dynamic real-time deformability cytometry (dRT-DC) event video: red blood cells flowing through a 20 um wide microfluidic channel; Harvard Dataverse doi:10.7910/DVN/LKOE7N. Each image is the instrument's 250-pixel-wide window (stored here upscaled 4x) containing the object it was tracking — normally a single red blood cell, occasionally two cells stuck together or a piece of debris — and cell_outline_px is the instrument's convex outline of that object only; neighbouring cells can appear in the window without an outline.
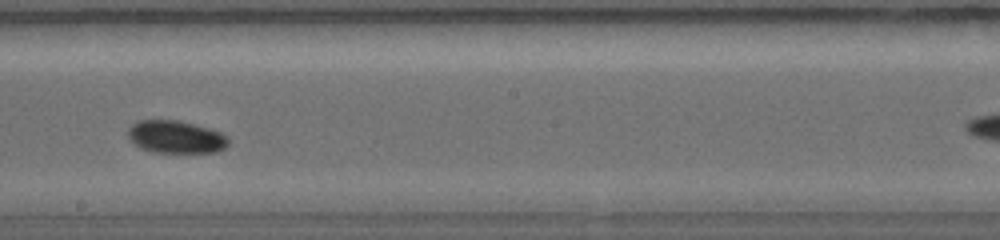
{"species": "common noctule bat (a hibernating species)", "species_latin": "Nyctalus noctula", "temperature_condition": "warm", "stored_images_in_passage": 22, "camera_frame_rate_fps": 5000, "um_per_image_px": 0.085, "animal": {"sex": "female", "body_mass_g": 19.0, "forearm_length_mm": 56.7}, "frame": {"image": 1, "passage_image": 10, "time_ms": 3.0, "image_size_px": [1000, 240], "cell_outline_px": [[228, 144], [224, 148], [216, 152], [152, 152], [140, 148], [128, 140], [128, 128], [136, 120], [180, 120], [208, 128], [220, 132], [228, 136]], "centroid_in_image_um": [14.9, 11.63], "position_along_channel_um": 233.3, "area_um2": 19.25}}
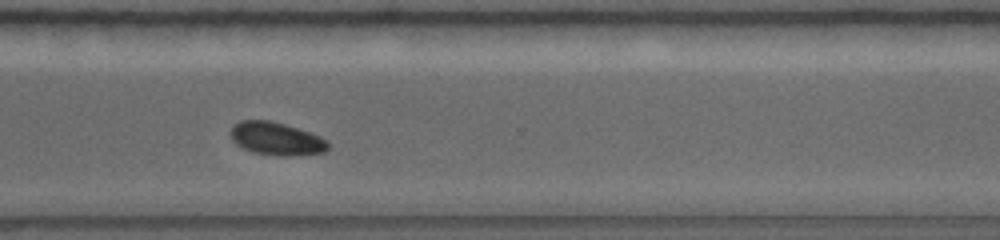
{"frame": {"image": 2, "passage_image": 16, "time_ms": 4.8, "image_size_px": [1000, 240], "cell_outline_px": [[328, 148], [324, 152], [288, 156], [280, 156], [252, 152], [236, 144], [232, 140], [232, 128], [240, 120], [268, 120], [284, 124], [320, 136], [328, 140]], "centroid_in_image_um": [23.5, 11.79], "position_along_channel_um": 347.1, "area_um2": 18.44}}
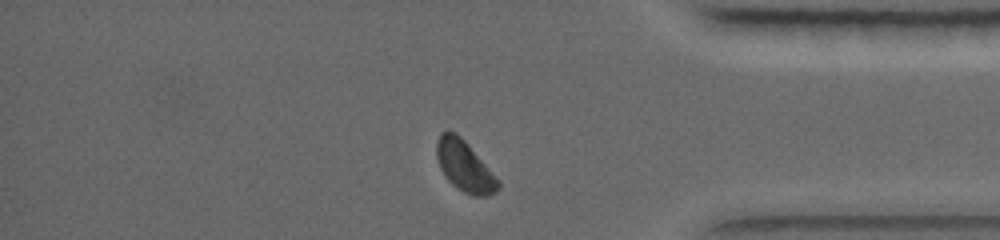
{"frame": {"image": 3, "passage_image": 19, "time_ms": 5.8, "image_size_px": [1000, 240], "cell_outline_px": [[500, 188], [496, 192], [488, 196], [472, 196], [464, 192], [452, 184], [448, 180], [440, 168], [436, 156], [436, 144], [440, 132], [448, 128], [456, 132], [468, 144], [500, 180]], "centroid_in_image_um": [39.49, 14.1], "position_along_channel_um": 395.7, "area_um2": 18.44}}